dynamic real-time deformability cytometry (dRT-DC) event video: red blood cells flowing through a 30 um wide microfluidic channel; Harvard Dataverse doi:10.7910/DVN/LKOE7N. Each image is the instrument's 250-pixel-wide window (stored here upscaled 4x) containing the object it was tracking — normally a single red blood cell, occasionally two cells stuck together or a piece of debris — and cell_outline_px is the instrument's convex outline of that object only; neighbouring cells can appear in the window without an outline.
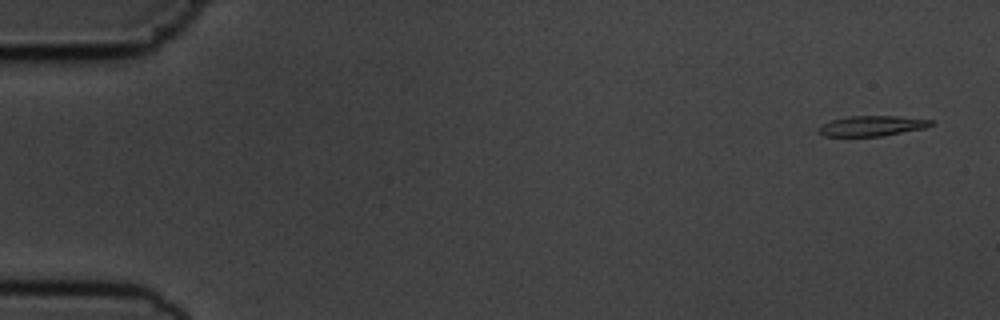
{"species": "common noctule bat (a hibernating species)", "species_latin": "Nyctalus noctula", "temperature_condition": "cold", "stored_images_in_passage": 5, "camera_frame_rate_fps": 3000, "um_per_image_px": 0.085, "animal": {"sex": "male", "body_mass_g": 19.5, "forearm_length_mm": 54.6}, "frame": {"image": 1, "passage_image": 1, "time_ms": 0.0, "image_size_px": [1000, 320], "cell_outline_px": [[936, 120], [932, 124], [924, 128], [884, 136], [824, 136], [820, 132], [820, 128], [824, 124], [832, 120], [848, 116], [896, 116]], "centroid_in_image_um": [74.18, 10.7], "position_along_channel_um": 10.8, "area_um2": 13.12}}
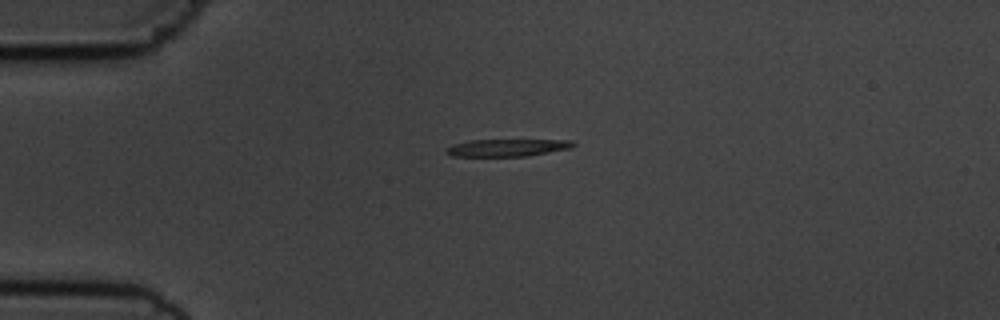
{"frame": {"image": 2, "passage_image": 4, "time_ms": 3.667, "image_size_px": [1000, 320], "cell_outline_px": [[576, 144], [572, 148], [528, 156], [452, 156], [444, 152], [444, 148], [452, 144], [472, 140], [572, 140]], "centroid_in_image_um": [43.1, 12.55], "position_along_channel_um": 41.9, "area_um2": 12.89}}